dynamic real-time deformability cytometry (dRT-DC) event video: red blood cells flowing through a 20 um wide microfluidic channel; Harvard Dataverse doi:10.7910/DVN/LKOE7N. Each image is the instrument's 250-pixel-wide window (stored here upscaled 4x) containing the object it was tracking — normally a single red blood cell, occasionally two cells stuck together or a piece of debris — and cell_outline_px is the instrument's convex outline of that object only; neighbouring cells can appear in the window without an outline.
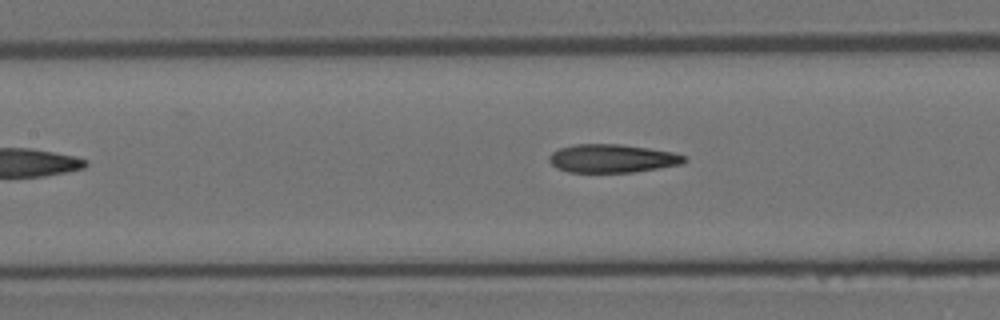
{"species": "Egyptian fruit bat (a non-hibernating species)", "species_latin": "Rousettus aegyptiacus", "temperature_condition": "room temperature", "stored_images_in_passage": 7, "camera_frame_rate_fps": 3000, "um_per_image_px": 0.085, "animal": {"sex": "female"}, "frame": {"image": 1, "passage_image": 6, "time_ms": 1.667, "image_size_px": [1000, 320], "cell_outline_px": [[688, 160], [680, 164], [660, 168], [632, 172], [568, 172], [556, 168], [548, 160], [548, 156], [552, 152], [560, 148], [576, 144], [620, 144], [648, 148], [672, 152], [684, 156]], "centroid_in_image_um": [52.01, 13.47], "position_along_channel_um": 155.4, "area_um2": 22.25}}
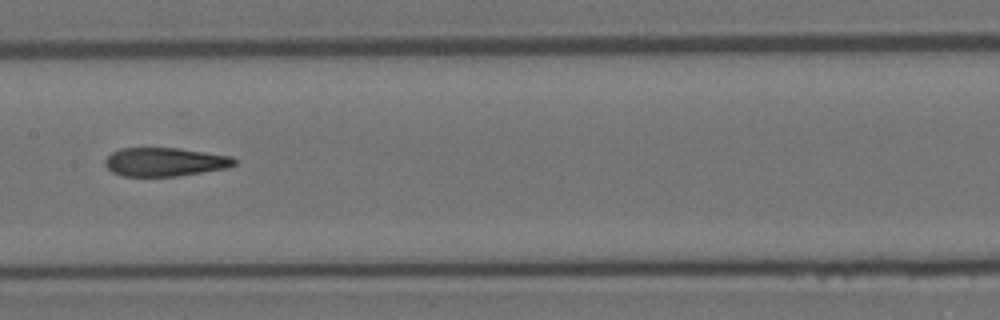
{"frame": {"image": 2, "passage_image": 7, "time_ms": 2.0, "image_size_px": [1000, 320], "cell_outline_px": [[236, 164], [228, 168], [176, 176], [124, 176], [112, 172], [104, 164], [104, 160], [112, 152], [120, 148], [180, 148], [232, 156], [236, 160]], "centroid_in_image_um": [14.02, 13.76], "position_along_channel_um": 193.4, "area_um2": 21.62}}